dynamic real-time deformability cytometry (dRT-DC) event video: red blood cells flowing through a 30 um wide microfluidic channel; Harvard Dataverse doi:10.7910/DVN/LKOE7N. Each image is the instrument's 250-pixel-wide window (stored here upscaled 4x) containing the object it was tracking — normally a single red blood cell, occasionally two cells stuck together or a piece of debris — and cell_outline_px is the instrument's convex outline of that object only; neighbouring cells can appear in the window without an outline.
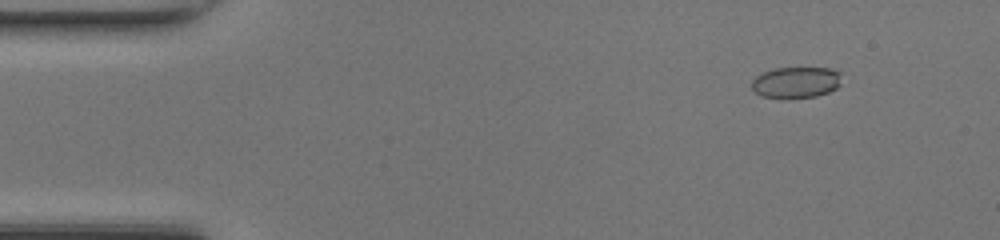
{"species": "common noctule bat (a hibernating species)", "species_latin": "Nyctalus noctula", "temperature_condition": "room temperature", "stored_images_in_passage": 49, "camera_frame_rate_fps": 3000, "um_per_image_px": 0.085, "animal": {"sex": "female", "body_mass_g": 17.0, "forearm_length_mm": 48.0}, "frame": {"image": 1, "passage_image": 6, "time_ms": 1.667, "image_size_px": [1000, 240], "cell_outline_px": [[840, 84], [836, 88], [828, 92], [816, 96], [788, 100], [760, 96], [752, 88], [752, 80], [756, 76], [764, 72], [776, 68], [828, 68], [840, 72]], "centroid_in_image_um": [67.64, 7.03], "position_along_channel_um": 17.4, "area_um2": 16.59}}
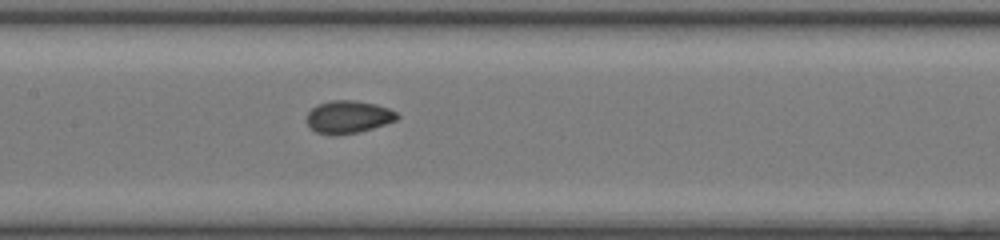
{"frame": {"image": 2, "passage_image": 24, "time_ms": 7.667, "image_size_px": [1000, 240], "cell_outline_px": [[400, 116], [396, 120], [372, 128], [356, 132], [316, 132], [308, 124], [308, 112], [312, 108], [320, 104], [332, 100], [352, 100], [376, 104], [388, 108], [396, 112]], "centroid_in_image_um": [29.66, 9.89], "position_along_channel_um": 177.7, "area_um2": 16.36}}
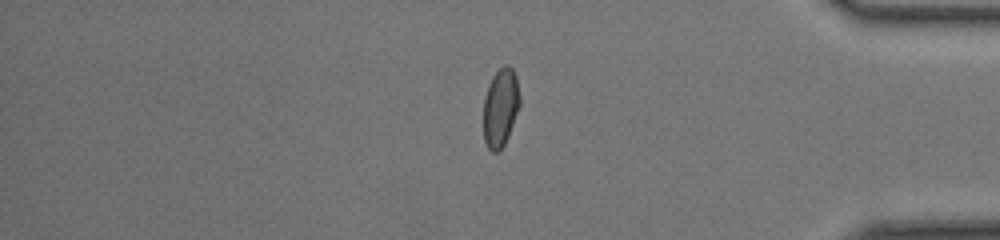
{"frame": {"image": 3, "passage_image": 41, "time_ms": 13.333, "image_size_px": [1000, 240], "cell_outline_px": [[520, 104], [508, 136], [500, 152], [492, 152], [488, 148], [484, 140], [484, 96], [488, 84], [492, 76], [504, 64], [508, 64], [512, 68], [516, 76], [520, 96]], "centroid_in_image_um": [42.54, 9.12], "position_along_channel_um": 392.7, "area_um2": 16.7}, "authors_computed_cell_mechanics": {"area_um2": 16.8198, "velocity_mm_per_s": 4.3133, "shape_relaxation_time_tau1_ms": 3.612, "shape_relaxation_time_tau2_ms": 0.7479, "deformation_change_tau1": 0.1126, "deformation_change_tau2": 0.0324}}